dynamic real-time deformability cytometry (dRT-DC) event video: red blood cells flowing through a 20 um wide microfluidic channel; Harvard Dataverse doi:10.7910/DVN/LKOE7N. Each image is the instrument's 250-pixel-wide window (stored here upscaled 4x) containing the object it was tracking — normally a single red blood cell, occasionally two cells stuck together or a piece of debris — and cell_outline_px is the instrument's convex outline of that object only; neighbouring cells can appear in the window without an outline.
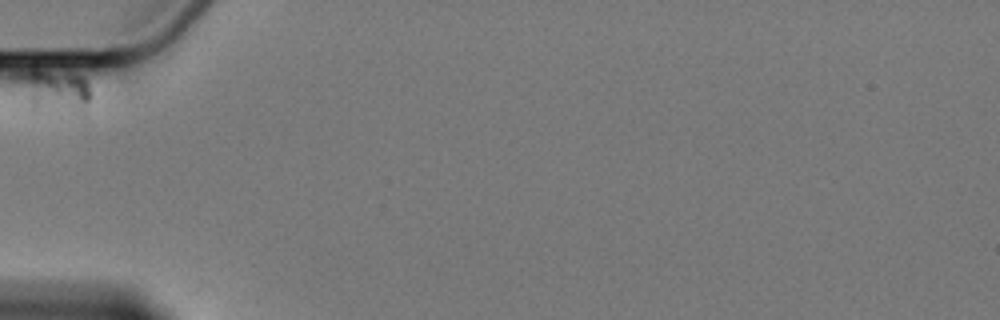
{"species": "Egyptian fruit bat (a non-hibernating species)", "species_latin": "Rousettus aegyptiacus", "temperature_condition": "cold", "stored_images_in_passage": 3, "camera_frame_rate_fps": 3000, "um_per_image_px": 0.085, "animal": {"sex": "female"}, "frame": {"image": 1, "passage_image": 1, "time_ms": 0.0, "image_size_px": [1000, 320], "cell_outline_px": [[92, 96], [84, 120], [28, 112], [12, 76], [12, 72], [32, 68], [36, 68], [72, 72], [80, 76], [88, 84]], "centroid_in_image_um": [4.55, 7.87], "position_along_channel_um": 80.4, "area_um2": 22.25}}
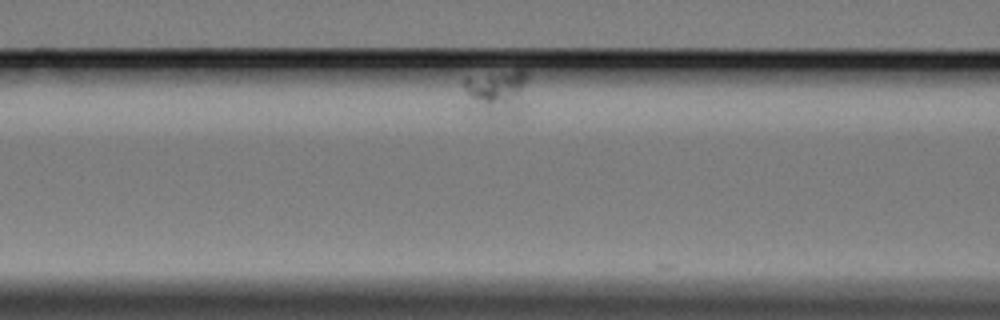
{"frame": {"image": 2, "passage_image": 3, "time_ms": 2.667, "image_size_px": [1000, 320], "cell_outline_px": [[528, 76], [520, 120], [488, 120], [484, 116], [464, 88], [464, 80], [468, 76], [516, 68], [520, 68]], "centroid_in_image_um": [42.37, 7.94], "position_along_channel_um": 124.2, "area_um2": 18.21}}